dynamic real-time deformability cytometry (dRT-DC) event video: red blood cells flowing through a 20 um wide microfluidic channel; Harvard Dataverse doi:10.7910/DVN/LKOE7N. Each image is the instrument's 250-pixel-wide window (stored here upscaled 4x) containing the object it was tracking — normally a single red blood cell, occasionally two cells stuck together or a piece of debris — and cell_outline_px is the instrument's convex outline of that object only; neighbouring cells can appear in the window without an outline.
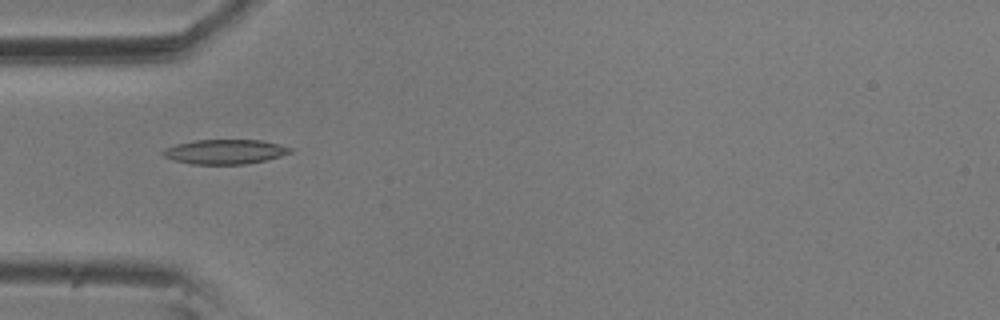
{"species": "common noctule bat (a hibernating species)", "species_latin": "Nyctalus noctula", "temperature_condition": "room temperature", "stored_images_in_passage": 5, "camera_frame_rate_fps": 3000, "um_per_image_px": 0.085, "animal": {"sex": "male", "body_mass_g": 20.5, "forearm_length_mm": 52.5}, "frame": {"image": 1, "passage_image": 2, "time_ms": 0.333, "image_size_px": [1000, 320], "cell_outline_px": [[292, 152], [268, 160], [244, 164], [192, 164], [172, 160], [164, 156], [160, 152], [164, 148], [176, 144], [192, 140], [260, 140], [280, 144], [292, 148]], "centroid_in_image_um": [19.1, 12.89], "position_along_channel_um": 65.9, "area_um2": 18.38}}
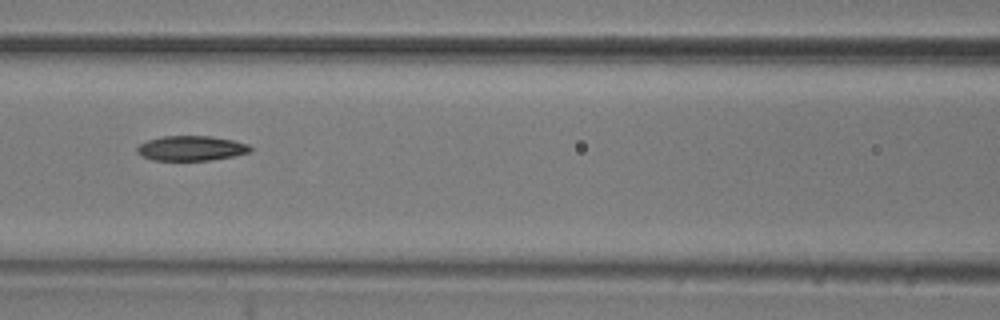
{"frame": {"image": 2, "passage_image": 4, "time_ms": 1.0, "image_size_px": [1000, 320], "cell_outline_px": [[252, 152], [232, 156], [208, 160], [152, 160], [140, 156], [136, 152], [136, 148], [140, 144], [148, 140], [160, 136], [212, 136], [232, 140], [248, 144], [252, 148]], "centroid_in_image_um": [16.22, 12.6], "position_along_channel_um": 150.4, "area_um2": 16.47}}
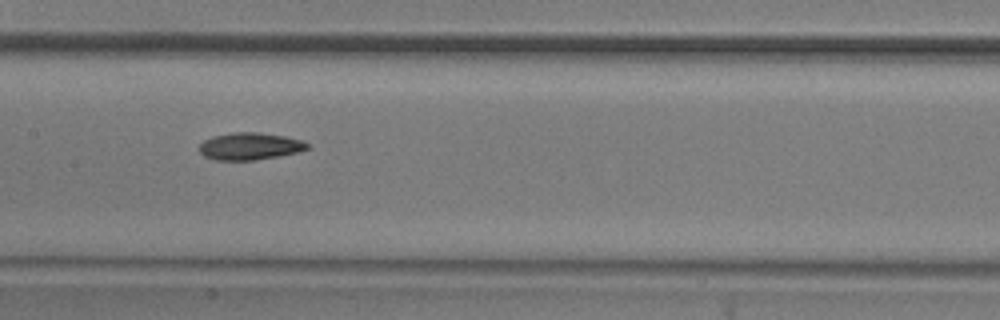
{"frame": {"image": 3, "passage_image": 5, "time_ms": 1.333, "image_size_px": [1000, 320], "cell_outline_px": [[312, 148], [300, 152], [280, 156], [256, 160], [216, 160], [204, 156], [200, 152], [200, 144], [204, 140], [212, 136], [232, 132], [260, 132], [284, 136], [300, 140], [312, 144]], "centroid_in_image_um": [21.3, 12.43], "position_along_channel_um": 186.1, "area_um2": 17.4}}